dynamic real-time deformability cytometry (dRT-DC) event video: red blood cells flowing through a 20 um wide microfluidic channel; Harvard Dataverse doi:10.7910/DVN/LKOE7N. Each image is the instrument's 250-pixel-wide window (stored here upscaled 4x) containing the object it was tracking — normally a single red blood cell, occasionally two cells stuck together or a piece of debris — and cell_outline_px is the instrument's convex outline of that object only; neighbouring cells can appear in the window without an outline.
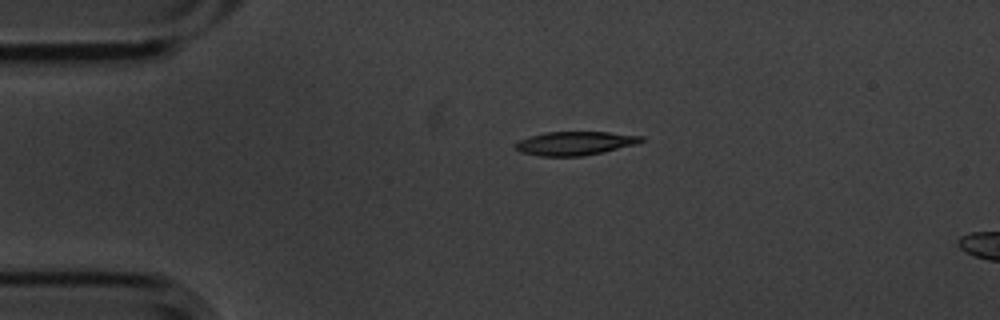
{"species": "common noctule bat (a hibernating species)", "species_latin": "Nyctalus noctula", "temperature_condition": "cold", "stored_images_in_passage": 4, "camera_frame_rate_fps": 3000, "um_per_image_px": 0.085, "animal": {"sex": "male", "body_mass_g": 20.1, "forearm_length_mm": 53.5}, "frame": {"image": 1, "passage_image": 4, "time_ms": 1.0, "image_size_px": [1000, 320], "cell_outline_px": [[644, 140], [636, 144], [604, 152], [580, 156], [540, 156], [520, 152], [516, 148], [516, 144], [520, 140], [528, 136], [544, 132], [608, 132], [644, 136]], "centroid_in_image_um": [48.88, 12.17], "position_along_channel_um": 36.1, "area_um2": 17.34}}